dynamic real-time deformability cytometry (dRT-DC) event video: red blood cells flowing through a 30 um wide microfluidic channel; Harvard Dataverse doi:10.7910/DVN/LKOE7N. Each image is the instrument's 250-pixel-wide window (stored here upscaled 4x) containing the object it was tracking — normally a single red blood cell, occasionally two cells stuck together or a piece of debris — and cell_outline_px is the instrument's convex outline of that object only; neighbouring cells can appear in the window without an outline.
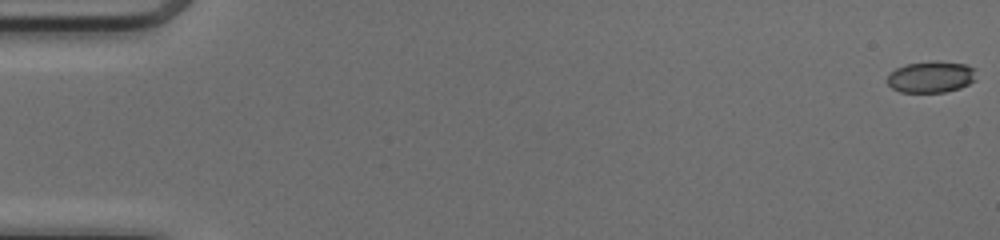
{"species": "common noctule bat (a hibernating species)", "species_latin": "Nyctalus noctula", "temperature_condition": "cold", "stored_images_in_passage": 51, "camera_frame_rate_fps": 3000, "um_per_image_px": 0.085, "animal": {"sex": "female", "body_mass_g": 17.0, "forearm_length_mm": 48.0}, "frame": {"image": 1, "passage_image": 1, "time_ms": 0.0, "image_size_px": [1000, 240], "cell_outline_px": [[976, 80], [960, 88], [944, 92], [900, 92], [892, 88], [888, 84], [888, 76], [896, 68], [908, 64], [936, 60], [964, 64], [976, 68]], "centroid_in_image_um": [79.18, 6.53], "position_along_channel_um": 5.8, "area_um2": 16.36}}
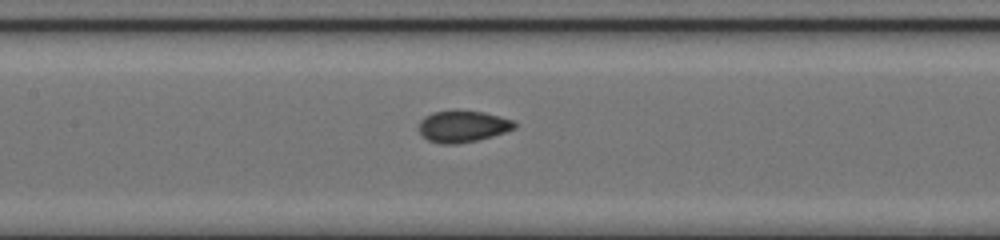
{"frame": {"image": 2, "passage_image": 25, "time_ms": 8.0, "image_size_px": [1000, 240], "cell_outline_px": [[516, 128], [492, 136], [476, 140], [456, 144], [440, 144], [428, 140], [420, 132], [420, 120], [424, 116], [432, 112], [456, 108], [484, 112], [500, 116], [512, 120], [516, 124]], "centroid_in_image_um": [39.32, 10.7], "position_along_channel_um": 168.1, "area_um2": 17.92}}
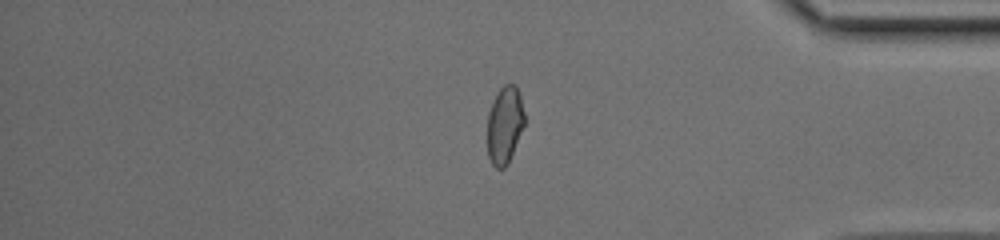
{"frame": {"image": 3, "passage_image": 43, "time_ms": 14.0, "image_size_px": [1000, 240], "cell_outline_px": [[524, 124], [508, 164], [504, 168], [496, 168], [492, 164], [488, 156], [488, 112], [492, 100], [500, 88], [504, 84], [516, 84], [520, 96], [524, 112]], "centroid_in_image_um": [42.89, 10.6], "position_along_channel_um": 392.3, "area_um2": 16.7}, "authors_computed_cell_mechanics": {"area_um2": 17.2822, "velocity_mm_per_s": 4.1346, "shape_relaxation_time_tau1_ms": 6.2869, "shape_relaxation_time_tau2_ms": null, "deformation_change_tau1": 0.1556, "deformation_change_tau2": null}}